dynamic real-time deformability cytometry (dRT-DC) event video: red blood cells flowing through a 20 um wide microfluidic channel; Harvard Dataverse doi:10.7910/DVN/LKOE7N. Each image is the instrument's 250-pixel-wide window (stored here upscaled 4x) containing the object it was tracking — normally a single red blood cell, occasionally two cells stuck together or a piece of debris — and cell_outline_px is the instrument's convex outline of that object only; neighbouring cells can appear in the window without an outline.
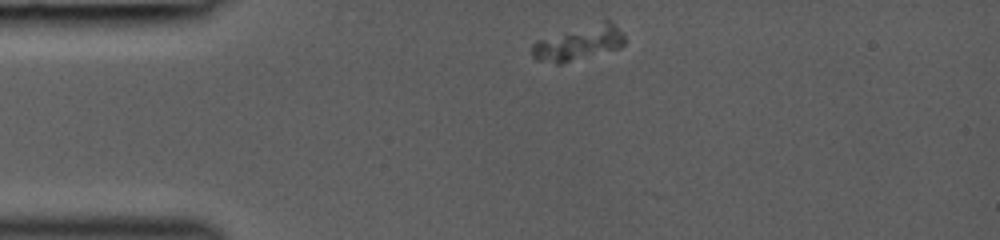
{"species": "common noctule bat (a hibernating species)", "species_latin": "Nyctalus noctula", "temperature_condition": "room temperature", "stored_images_in_passage": 35, "camera_frame_rate_fps": 3000, "um_per_image_px": 0.085, "animal": {"sex": "female", "body_mass_g": 19.0, "forearm_length_mm": 53.3}, "frame": {"image": 1, "passage_image": 1, "time_ms": 0.0, "image_size_px": [1000, 240], "cell_outline_px": [[624, 44], [620, 48], [560, 64], [556, 64], [536, 60], [532, 56], [532, 44], [536, 40], [604, 16], [612, 20], [624, 36]], "centroid_in_image_um": [49.21, 3.57], "position_along_channel_um": 35.8, "area_um2": 19.65}}
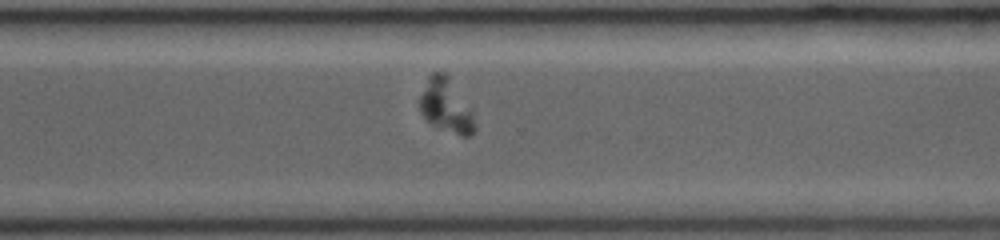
{"frame": {"image": 2, "passage_image": 24, "time_ms": 7.667, "image_size_px": [1000, 240], "cell_outline_px": [[476, 132], [468, 136], [460, 136], [432, 124], [420, 112], [420, 96], [428, 76], [432, 72], [448, 72], [472, 108], [476, 124]], "centroid_in_image_um": [37.98, 8.95], "position_along_channel_um": 332.6, "area_um2": 17.74}}
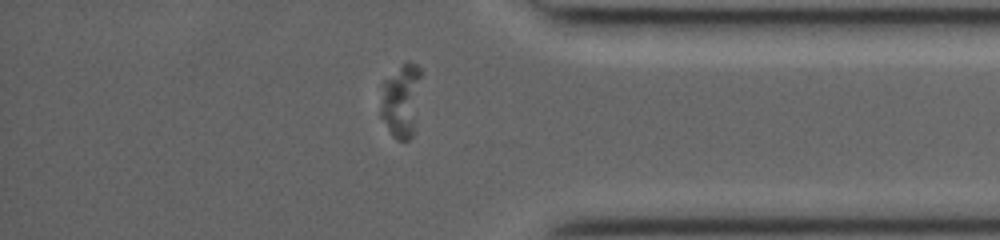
{"frame": {"image": 3, "passage_image": 29, "time_ms": 9.333, "image_size_px": [1000, 240], "cell_outline_px": [[420, 76], [412, 136], [408, 140], [396, 140], [392, 136], [380, 116], [380, 84], [384, 80], [408, 60], [416, 64], [420, 68]], "centroid_in_image_um": [34.03, 8.54], "position_along_channel_um": 401.2, "area_um2": 17.17}}